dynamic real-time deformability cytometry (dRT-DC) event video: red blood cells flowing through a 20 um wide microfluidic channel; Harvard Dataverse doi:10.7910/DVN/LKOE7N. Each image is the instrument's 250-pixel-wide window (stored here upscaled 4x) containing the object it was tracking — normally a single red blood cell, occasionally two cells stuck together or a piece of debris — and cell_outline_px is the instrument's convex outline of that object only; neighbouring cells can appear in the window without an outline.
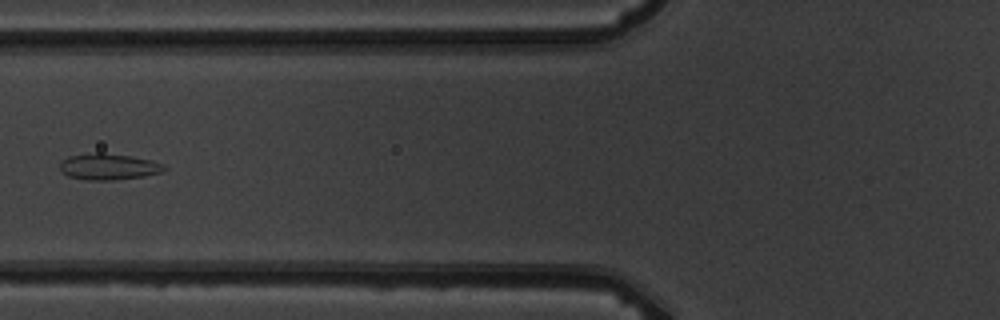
{"species": "common noctule bat (a hibernating species)", "species_latin": "Nyctalus noctula", "temperature_condition": "warm", "stored_images_in_passage": 8, "camera_frame_rate_fps": 3000, "um_per_image_px": 0.085, "animal": {"sex": "male", "body_mass_g": 19.5, "forearm_length_mm": 54.6}, "frame": {"image": 1, "passage_image": 8, "time_ms": 8.0, "image_size_px": [1000, 320], "cell_outline_px": [[168, 168], [160, 172], [144, 176], [112, 180], [88, 180], [68, 176], [60, 172], [60, 164], [68, 156], [96, 152], [104, 152], [132, 156], [152, 160], [164, 164]], "centroid_in_image_um": [9.23, 14.16], "position_along_channel_um": 116.6, "area_um2": 16.07}}